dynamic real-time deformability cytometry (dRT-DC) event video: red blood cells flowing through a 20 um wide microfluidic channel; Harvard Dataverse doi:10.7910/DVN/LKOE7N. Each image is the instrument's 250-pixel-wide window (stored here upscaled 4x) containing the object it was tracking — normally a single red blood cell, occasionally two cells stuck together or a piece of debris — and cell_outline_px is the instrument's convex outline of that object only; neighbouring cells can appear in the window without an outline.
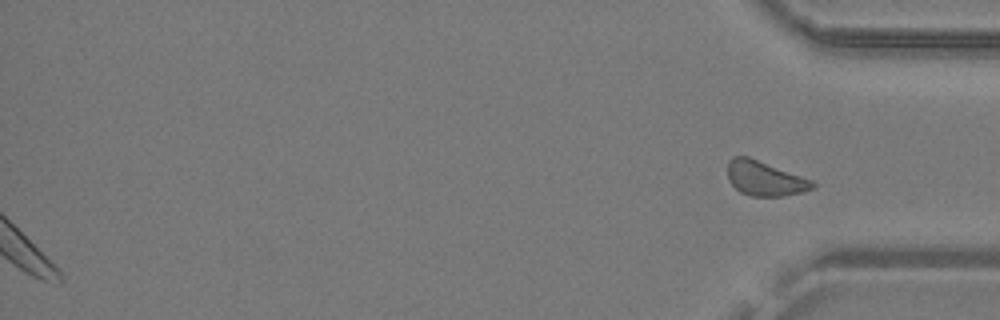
{"species": "common noctule bat (a hibernating species)", "species_latin": "Nyctalus noctula", "temperature_condition": "warm", "stored_images_in_passage": 25, "segment_of_instrument_passage": [2, 2], "camera_frame_rate_fps": 3000, "um_per_image_px": 0.085, "animal": {"sex": "male", "body_mass_g": 19.2, "forearm_length_mm": 51.8}, "frame": {"image": 1, "passage_image": 25, "time_ms": 8.0, "image_size_px": [1000, 320], "cell_outline_px": [[816, 188], [804, 192], [784, 196], [752, 196], [740, 192], [728, 180], [728, 160], [732, 156], [748, 156], [812, 180], [816, 184]], "centroid_in_image_um": [65.02, 15.17], "position_along_channel_um": 370.2, "area_um2": 17.22}}